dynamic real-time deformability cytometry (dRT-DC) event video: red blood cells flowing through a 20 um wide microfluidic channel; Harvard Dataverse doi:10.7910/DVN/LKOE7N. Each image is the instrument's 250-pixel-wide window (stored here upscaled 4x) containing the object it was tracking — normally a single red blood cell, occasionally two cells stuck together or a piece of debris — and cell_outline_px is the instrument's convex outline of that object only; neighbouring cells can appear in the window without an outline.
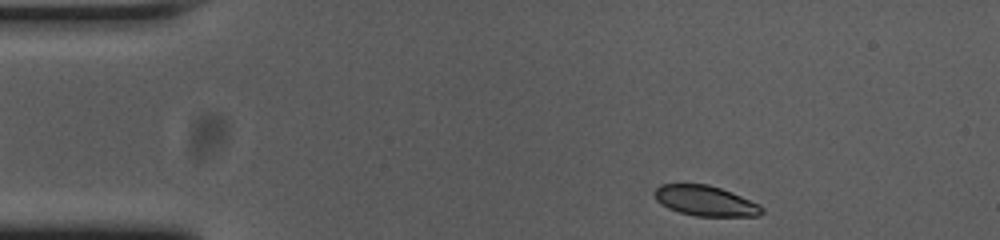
{"species": "common noctule bat (a hibernating species)", "species_latin": "Nyctalus noctula", "temperature_condition": "cold", "stored_images_in_passage": 47, "camera_frame_rate_fps": 3000, "um_per_image_px": 0.085, "animal": {"sex": "female", "body_mass_g": 23.0, "forearm_length_mm": 53.4}, "frame": {"image": 1, "passage_image": 1, "time_ms": 0.0, "image_size_px": [1000, 240], "cell_outline_px": [[764, 212], [756, 216], [696, 216], [680, 212], [668, 208], [660, 204], [656, 200], [652, 192], [660, 184], [708, 184], [732, 192], [760, 204], [764, 208]], "centroid_in_image_um": [59.95, 17.07], "position_along_channel_um": 25.1, "area_um2": 19.07}}
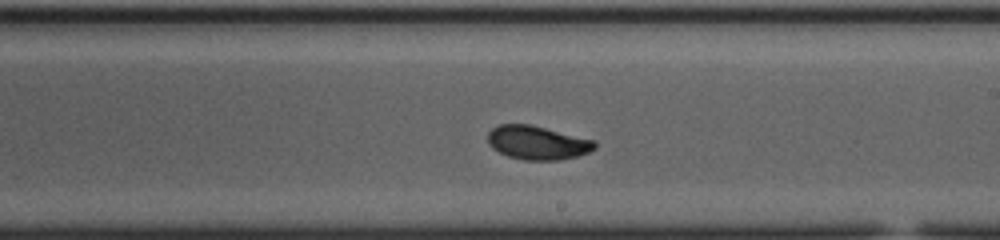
{"frame": {"image": 2, "passage_image": 24, "time_ms": 7.667, "image_size_px": [1000, 240], "cell_outline_px": [[596, 148], [588, 152], [576, 156], [560, 160], [524, 160], [508, 156], [492, 148], [488, 144], [488, 132], [492, 128], [500, 124], [528, 124], [596, 140]], "centroid_in_image_um": [45.67, 12.13], "position_along_channel_um": 243.3, "area_um2": 20.98}}
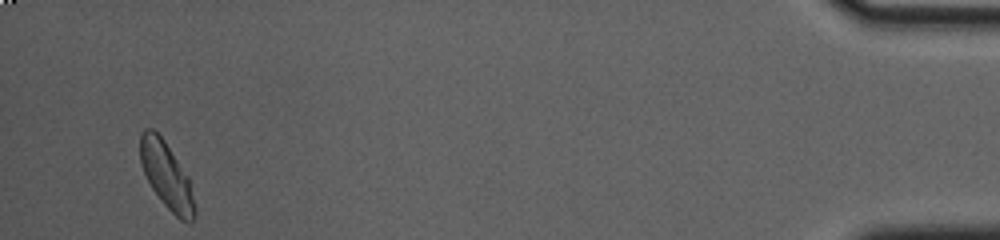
{"frame": {"image": 3, "passage_image": 45, "time_ms": 14.667, "image_size_px": [1000, 240], "cell_outline_px": [[196, 216], [188, 224], [180, 220], [164, 204], [152, 188], [140, 164], [140, 132], [144, 128], [152, 128], [164, 140], [188, 176], [196, 208]], "centroid_in_image_um": [14.16, 14.93], "position_along_channel_um": 421.0, "area_um2": 21.04}, "authors_computed_cell_mechanics": {"area_um2": 20.6924, "velocity_mm_per_s": 3.7222, "shape_relaxation_time_tau1_ms": 3.171, "shape_relaxation_time_tau2_ms": 2.0887, "deformation_change_tau1": 0.1146, "deformation_change_tau2": 0.0302}}